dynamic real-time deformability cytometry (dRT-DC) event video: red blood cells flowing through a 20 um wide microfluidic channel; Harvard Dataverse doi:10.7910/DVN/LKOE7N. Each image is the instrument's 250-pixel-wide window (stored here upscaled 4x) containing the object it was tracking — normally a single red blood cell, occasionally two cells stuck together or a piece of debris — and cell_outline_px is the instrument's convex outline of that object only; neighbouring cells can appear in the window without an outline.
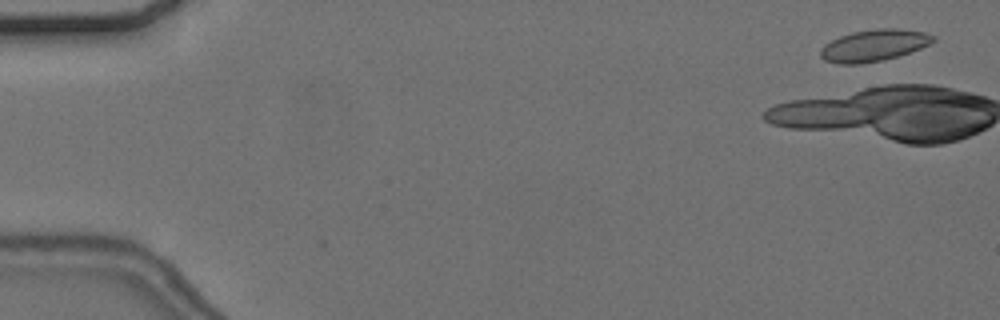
{"species": "common noctule bat (a hibernating species)", "species_latin": "Nyctalus noctula", "temperature_condition": "cold", "stored_images_in_passage": 2, "camera_frame_rate_fps": 3000, "um_per_image_px": 0.085, "animal": {"sex": "female", "body_mass_g": 24.6, "forearm_length_mm": 56.2}, "frame": {"image": 1, "passage_image": 1, "time_ms": 0.0, "image_size_px": [1000, 320], "cell_outline_px": [[936, 40], [920, 48], [884, 60], [860, 64], [836, 64], [824, 60], [820, 56], [820, 48], [824, 44], [840, 36], [852, 32], [876, 28], [900, 28], [924, 32], [936, 36]], "centroid_in_image_um": [74.25, 3.85], "position_along_channel_um": 10.7, "area_um2": 20.92}}